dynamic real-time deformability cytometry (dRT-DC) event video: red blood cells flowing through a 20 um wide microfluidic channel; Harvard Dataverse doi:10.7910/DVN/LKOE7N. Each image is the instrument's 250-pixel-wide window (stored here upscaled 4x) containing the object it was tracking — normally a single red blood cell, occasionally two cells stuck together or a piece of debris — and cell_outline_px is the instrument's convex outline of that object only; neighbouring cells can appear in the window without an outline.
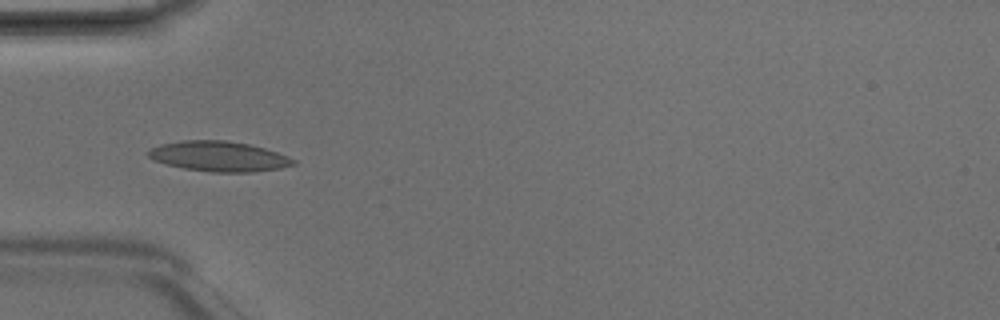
{"species": "Egyptian fruit bat (a non-hibernating species)", "species_latin": "Rousettus aegyptiacus", "temperature_condition": "room temperature", "stored_images_in_passage": 5, "camera_frame_rate_fps": 3000, "um_per_image_px": 0.085, "animal": {"sex": "male"}, "frame": {"image": 1, "passage_image": 5, "time_ms": 1.333, "image_size_px": [1000, 320], "cell_outline_px": [[296, 164], [280, 168], [252, 172], [212, 172], [184, 168], [152, 160], [144, 152], [160, 144], [184, 140], [224, 140], [248, 144], [264, 148], [288, 156], [296, 160]], "centroid_in_image_um": [18.59, 13.29], "position_along_channel_um": 66.4, "area_um2": 25.43}}